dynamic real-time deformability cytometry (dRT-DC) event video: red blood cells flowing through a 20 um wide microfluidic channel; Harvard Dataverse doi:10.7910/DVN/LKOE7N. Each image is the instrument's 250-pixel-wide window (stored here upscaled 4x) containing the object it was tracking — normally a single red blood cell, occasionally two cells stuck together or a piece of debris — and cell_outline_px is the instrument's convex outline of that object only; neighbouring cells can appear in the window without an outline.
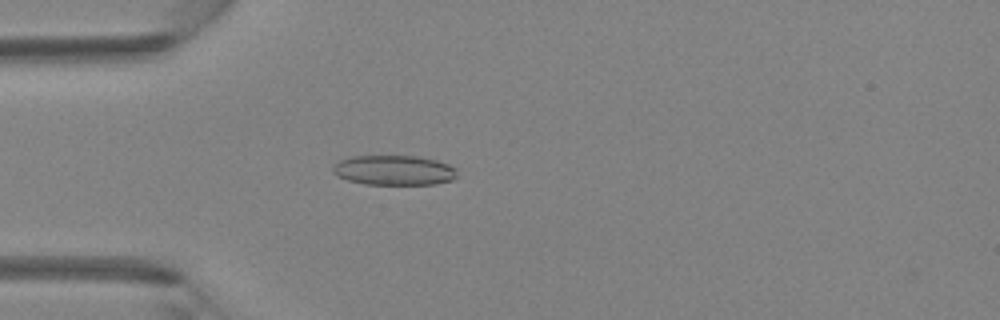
{"species": "Egyptian fruit bat (a non-hibernating species)", "species_latin": "Rousettus aegyptiacus", "temperature_condition": "room temperature", "stored_images_in_passage": 44, "camera_frame_rate_fps": 3000, "um_per_image_px": 0.085, "animal": {"sex": "female"}, "frame": {"image": 1, "passage_image": 13, "time_ms": 4.0, "image_size_px": [1000, 320], "cell_outline_px": [[456, 176], [452, 180], [436, 184], [364, 184], [348, 180], [336, 176], [332, 172], [332, 168], [340, 160], [352, 156], [420, 156], [436, 160], [448, 164], [456, 168]], "centroid_in_image_um": [33.49, 14.47], "position_along_channel_um": 51.5, "area_um2": 21.68}}
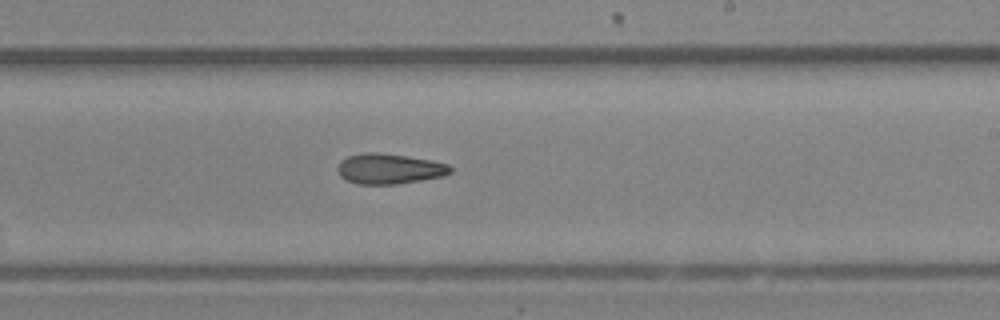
{"frame": {"image": 2, "passage_image": 27, "time_ms": 8.667, "image_size_px": [1000, 320], "cell_outline_px": [[452, 172], [444, 176], [396, 184], [360, 184], [348, 180], [340, 176], [336, 168], [340, 160], [348, 156], [364, 152], [376, 152], [432, 160], [448, 164], [452, 168]], "centroid_in_image_um": [33.08, 14.34], "position_along_channel_um": 255.9, "area_um2": 19.88}}
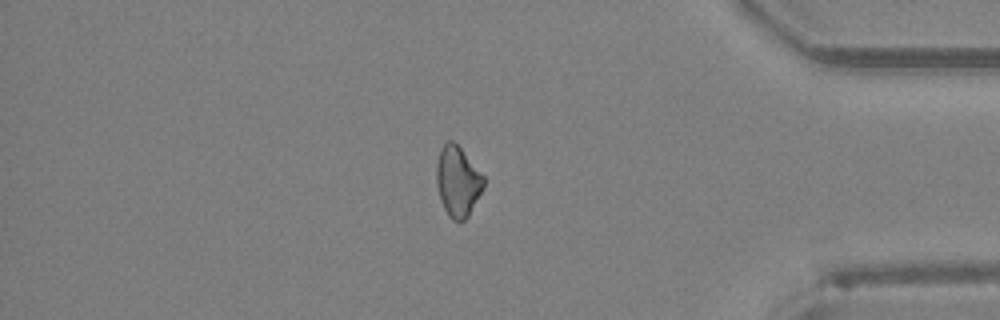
{"frame": {"image": 3, "passage_image": 38, "time_ms": 12.333, "image_size_px": [1000, 320], "cell_outline_px": [[484, 188], [468, 216], [464, 220], [452, 220], [448, 216], [440, 200], [436, 184], [436, 164], [440, 148], [448, 140], [452, 140], [460, 148], [484, 176]], "centroid_in_image_um": [38.89, 15.42], "position_along_channel_um": 396.3, "area_um2": 19.31}}